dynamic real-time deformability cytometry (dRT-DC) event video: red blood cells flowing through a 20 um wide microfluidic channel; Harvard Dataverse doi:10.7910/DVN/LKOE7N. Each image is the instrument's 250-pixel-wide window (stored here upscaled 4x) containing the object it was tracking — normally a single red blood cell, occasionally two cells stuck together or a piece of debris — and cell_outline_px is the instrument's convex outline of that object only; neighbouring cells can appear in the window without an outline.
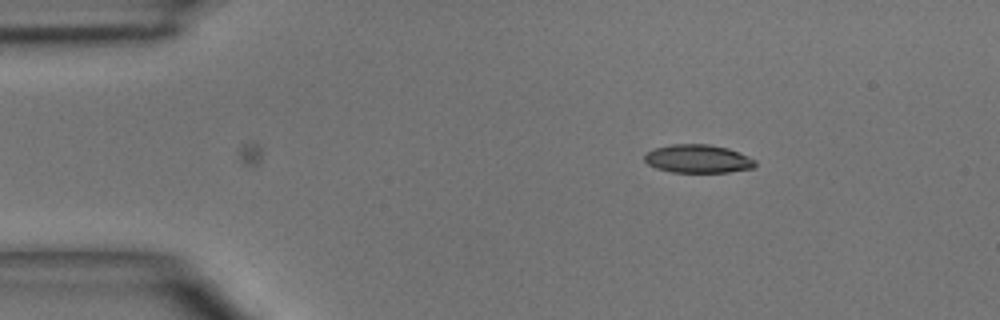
{"species": "common noctule bat (a hibernating species)", "species_latin": "Nyctalus noctula", "temperature_condition": "room temperature", "stored_images_in_passage": 3, "camera_frame_rate_fps": 3000, "um_per_image_px": 0.085, "animal": {"sex": "male", "body_mass_g": 15.6}, "frame": {"image": 1, "passage_image": 3, "time_ms": 2.333, "image_size_px": [1000, 320], "cell_outline_px": [[756, 164], [752, 168], [728, 172], [672, 172], [656, 168], [648, 164], [644, 160], [644, 156], [648, 152], [656, 148], [672, 144], [708, 144], [728, 148], [748, 156], [756, 160]], "centroid_in_image_um": [59.33, 13.5], "position_along_channel_um": 25.7, "area_um2": 18.15}}